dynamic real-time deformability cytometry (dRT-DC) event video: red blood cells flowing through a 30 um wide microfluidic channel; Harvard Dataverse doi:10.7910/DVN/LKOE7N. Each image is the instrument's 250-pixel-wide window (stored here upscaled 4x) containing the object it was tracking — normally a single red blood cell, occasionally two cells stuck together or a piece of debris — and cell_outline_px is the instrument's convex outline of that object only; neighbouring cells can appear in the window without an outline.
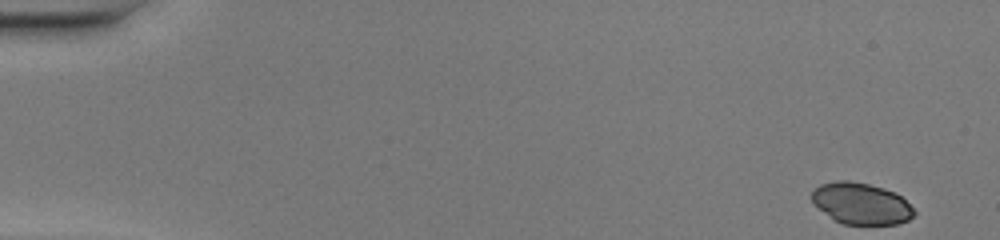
{"species": "common noctule bat (a hibernating species)", "species_latin": "Nyctalus noctula", "temperature_condition": "warm", "stored_images_in_passage": 49, "camera_frame_rate_fps": 3000, "um_per_image_px": 0.085, "animal": {"sex": "female", "body_mass_g": 20.0, "forearm_length_mm": 54.0}, "frame": {"image": 1, "passage_image": 1, "time_ms": 0.0, "image_size_px": [1000, 240], "cell_outline_px": [[916, 212], [908, 220], [896, 224], [844, 224], [832, 220], [812, 204], [812, 192], [820, 184], [836, 180], [848, 180], [868, 184], [884, 188], [896, 192]], "centroid_in_image_um": [73.15, 17.3], "position_along_channel_um": 11.9, "area_um2": 24.8}}
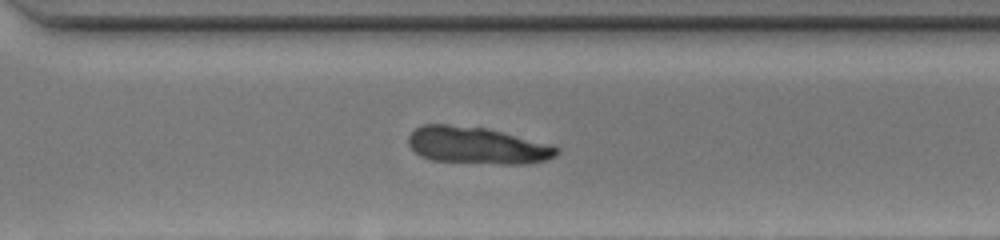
{"frame": {"image": 2, "passage_image": 35, "time_ms": 11.333, "image_size_px": [1000, 240], "cell_outline_px": [[560, 152], [556, 156], [548, 160], [528, 164], [500, 164], [432, 160], [420, 156], [408, 144], [408, 136], [420, 124], [448, 124], [488, 128], [552, 144], [560, 148]], "centroid_in_image_um": [40.6, 12.36], "position_along_channel_um": 330.0, "area_um2": 32.37}}
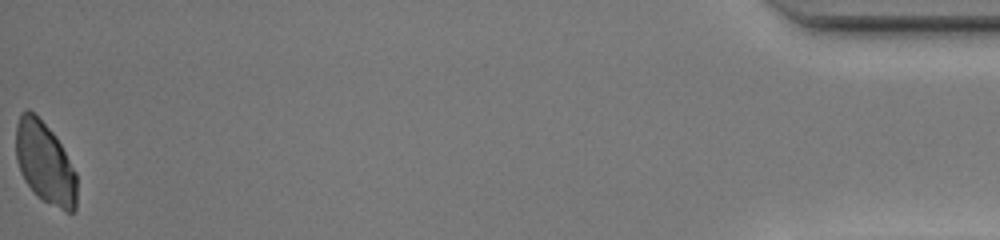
{"frame": {"image": 3, "passage_image": 49, "time_ms": 16.0, "image_size_px": [1000, 240], "cell_outline_px": [[76, 208], [72, 212], [68, 212], [36, 196], [24, 180], [20, 172], [16, 160], [16, 124], [20, 112], [28, 108], [56, 136], [76, 172]], "centroid_in_image_um": [3.8, 13.84], "position_along_channel_um": 431.4, "area_um2": 28.84}}